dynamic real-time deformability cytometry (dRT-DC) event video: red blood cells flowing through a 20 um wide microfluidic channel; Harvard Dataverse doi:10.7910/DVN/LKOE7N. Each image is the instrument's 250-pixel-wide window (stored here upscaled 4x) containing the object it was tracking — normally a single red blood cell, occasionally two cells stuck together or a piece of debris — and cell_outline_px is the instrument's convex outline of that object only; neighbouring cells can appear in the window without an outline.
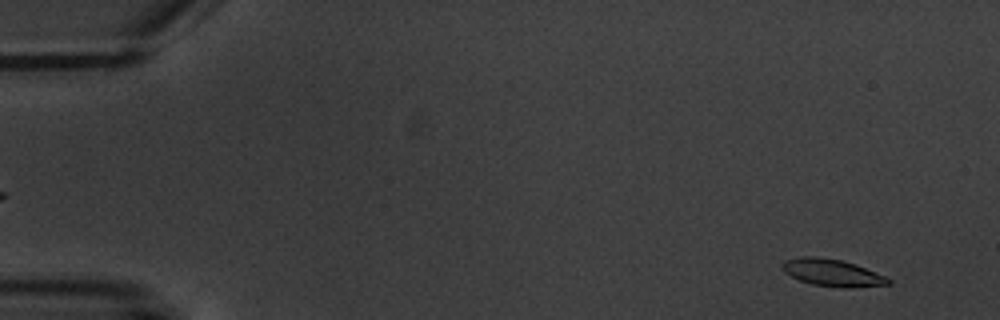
{"species": "common noctule bat (a hibernating species)", "species_latin": "Nyctalus noctula", "temperature_condition": "warm", "stored_images_in_passage": 6, "camera_frame_rate_fps": 3000, "um_per_image_px": 0.085, "animal": {"sex": "male", "body_mass_g": 20.1, "forearm_length_mm": 53.5}, "frame": {"image": 1, "passage_image": 1, "time_ms": 0.0, "image_size_px": [1000, 320], "cell_outline_px": [[892, 284], [852, 288], [840, 288], [812, 284], [800, 280], [784, 272], [780, 268], [780, 264], [784, 260], [800, 256], [816, 256], [840, 260], [856, 264], [884, 276], [892, 280]], "centroid_in_image_um": [70.72, 23.18], "position_along_channel_um": 14.3, "area_um2": 16.94}}
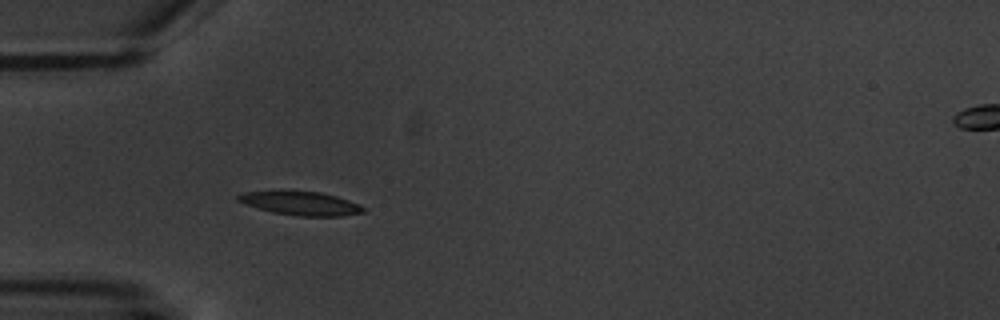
{"frame": {"image": 2, "passage_image": 4, "time_ms": 4.667, "image_size_px": [1000, 320], "cell_outline_px": [[364, 212], [344, 216], [296, 216], [272, 212], [244, 204], [236, 200], [236, 196], [244, 192], [280, 188], [320, 192], [336, 196], [360, 204], [364, 208]], "centroid_in_image_um": [25.48, 17.24], "position_along_channel_um": 59.5, "area_um2": 18.09}}